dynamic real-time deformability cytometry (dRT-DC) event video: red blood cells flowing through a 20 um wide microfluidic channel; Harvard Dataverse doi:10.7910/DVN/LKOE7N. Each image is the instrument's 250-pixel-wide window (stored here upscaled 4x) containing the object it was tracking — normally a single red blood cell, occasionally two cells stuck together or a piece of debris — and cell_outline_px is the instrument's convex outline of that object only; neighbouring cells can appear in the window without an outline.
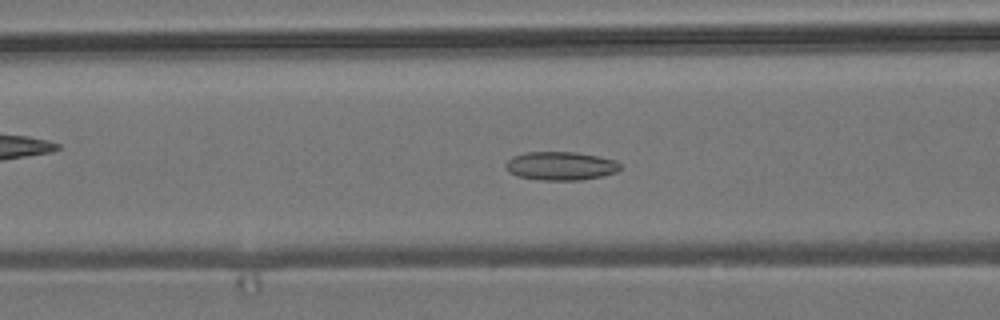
{"species": "common noctule bat (a hibernating species)", "species_latin": "Nyctalus noctula", "temperature_condition": "room temperature", "stored_images_in_passage": 55, "camera_frame_rate_fps": 3000, "um_per_image_px": 0.085, "animal": {"sex": "male", "body_mass_g": 19.2, "forearm_length_mm": 51.8}, "frame": {"image": 1, "passage_image": 21, "time_ms": 6.667, "image_size_px": [1000, 320], "cell_outline_px": [[620, 168], [616, 172], [600, 176], [580, 180], [540, 180], [520, 176], [508, 172], [504, 164], [512, 156], [524, 152], [576, 152], [600, 156], [616, 160], [620, 164]], "centroid_in_image_um": [47.64, 14.09], "position_along_channel_um": 119.0, "area_um2": 19.07}}
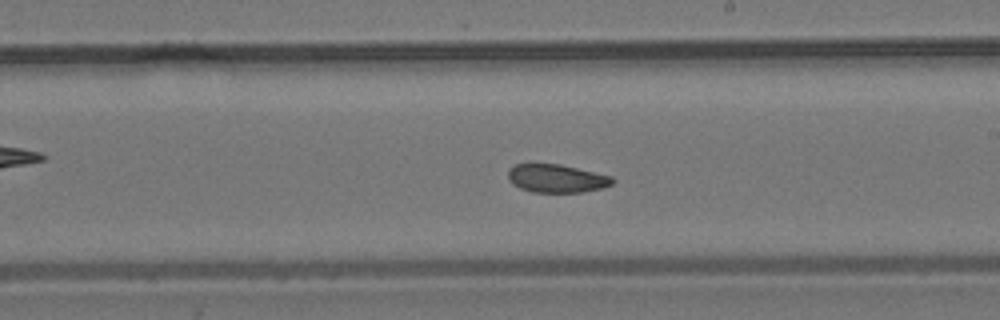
{"frame": {"image": 2, "passage_image": 31, "time_ms": 10.0, "image_size_px": [1000, 320], "cell_outline_px": [[616, 180], [612, 184], [604, 188], [584, 192], [532, 192], [520, 188], [512, 184], [508, 180], [508, 168], [516, 164], [532, 160], [560, 164], [612, 176]], "centroid_in_image_um": [47.25, 15.12], "position_along_channel_um": 241.7, "area_um2": 17.98}}
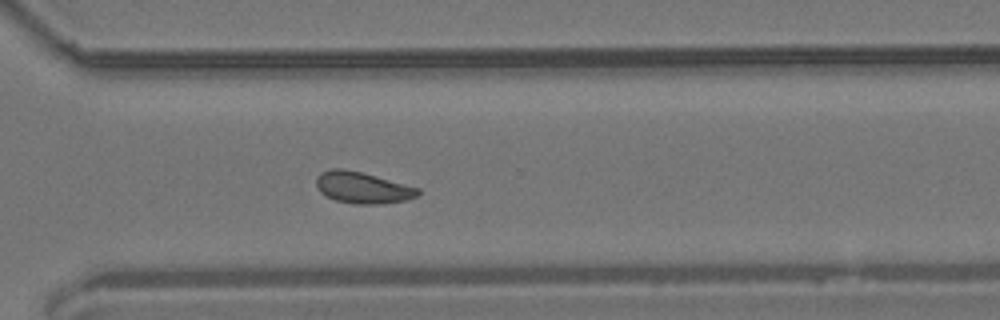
{"frame": {"image": 3, "passage_image": 39, "time_ms": 12.667, "image_size_px": [1000, 320], "cell_outline_px": [[420, 192], [416, 196], [404, 200], [384, 204], [356, 204], [336, 200], [320, 192], [316, 188], [316, 180], [320, 172], [332, 168], [340, 168], [360, 172], [376, 176], [420, 188]], "centroid_in_image_um": [30.8, 15.95], "position_along_channel_um": 339.8, "area_um2": 18.5}, "authors_computed_cell_mechanics": {"area_um2": 18.5538, "velocity_mm_per_s": 3.6877, "shape_relaxation_time_tau1_ms": null, "shape_relaxation_time_tau2_ms": 2.5853, "deformation_change_tau1": null, "deformation_change_tau2": 0.0722}}